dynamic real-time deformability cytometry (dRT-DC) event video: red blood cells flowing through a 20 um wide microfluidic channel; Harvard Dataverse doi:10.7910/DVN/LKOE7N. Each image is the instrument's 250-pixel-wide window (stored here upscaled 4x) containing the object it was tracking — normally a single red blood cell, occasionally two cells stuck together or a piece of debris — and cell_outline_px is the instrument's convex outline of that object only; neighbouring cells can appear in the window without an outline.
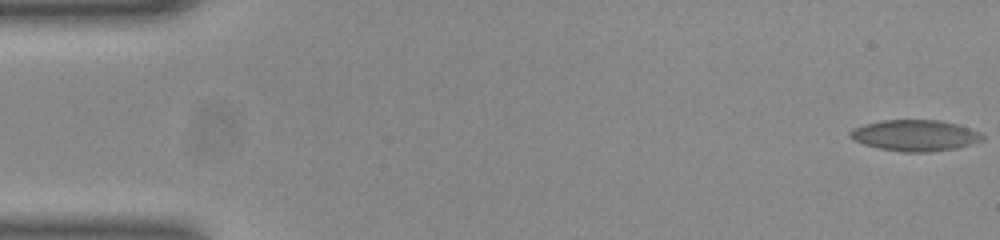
{"species": "common noctule bat (a hibernating species)", "species_latin": "Nyctalus noctula", "temperature_condition": "room temperature", "stored_images_in_passage": 46, "camera_frame_rate_fps": 3000, "um_per_image_px": 0.085, "animal": {"sex": "female", "body_mass_g": 23.0, "forearm_length_mm": 53.4}, "frame": {"image": 1, "passage_image": 1, "time_ms": 0.0, "image_size_px": [1000, 240], "cell_outline_px": [[984, 140], [956, 148], [928, 152], [904, 152], [880, 148], [864, 144], [848, 136], [848, 132], [856, 128], [868, 124], [884, 120], [940, 120], [956, 124], [980, 132], [984, 136]], "centroid_in_image_um": [77.82, 11.51], "position_along_channel_um": 7.2, "area_um2": 23.64}}
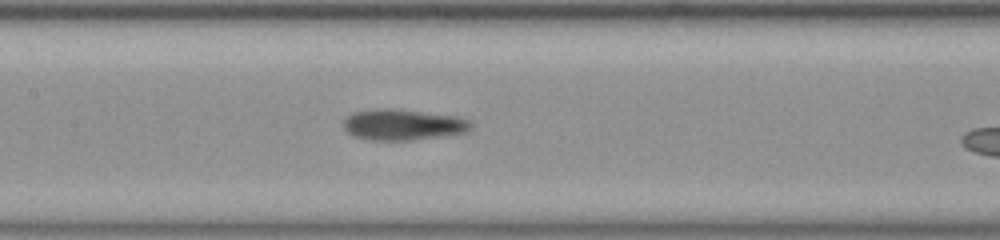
{"frame": {"image": 2, "passage_image": 25, "time_ms": 8.0, "image_size_px": [1000, 240], "cell_outline_px": [[472, 128], [464, 132], [412, 140], [372, 140], [352, 136], [344, 128], [344, 120], [352, 112], [376, 108], [392, 108], [456, 116], [468, 120], [472, 124]], "centroid_in_image_um": [34.21, 10.59], "position_along_channel_um": 173.2, "area_um2": 22.83}}
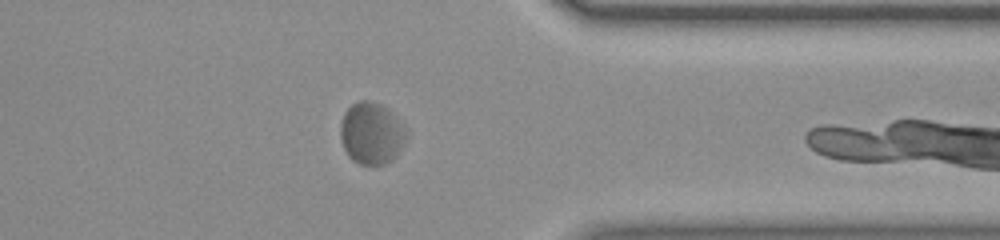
{"frame": {"image": 3, "passage_image": 42, "time_ms": 13.667, "image_size_px": [1000, 240], "cell_outline_px": [[404, 136], [396, 156], [392, 160], [384, 164], [360, 164], [352, 160], [348, 156], [340, 140], [340, 124], [344, 112], [352, 104], [360, 100], [368, 100], [380, 104], [388, 108], [404, 128]], "centroid_in_image_um": [31.5, 11.32], "position_along_channel_um": 379.9, "area_um2": 23.35}, "authors_computed_cell_mechanics": {"area_um2": 22.8021, "velocity_mm_per_s": 3.834, "shape_relaxation_time_tau1_ms": 5.7679, "shape_relaxation_time_tau2_ms": 1.4094, "deformation_change_tau1": 0.1419, "deformation_change_tau2": 0.0522}}